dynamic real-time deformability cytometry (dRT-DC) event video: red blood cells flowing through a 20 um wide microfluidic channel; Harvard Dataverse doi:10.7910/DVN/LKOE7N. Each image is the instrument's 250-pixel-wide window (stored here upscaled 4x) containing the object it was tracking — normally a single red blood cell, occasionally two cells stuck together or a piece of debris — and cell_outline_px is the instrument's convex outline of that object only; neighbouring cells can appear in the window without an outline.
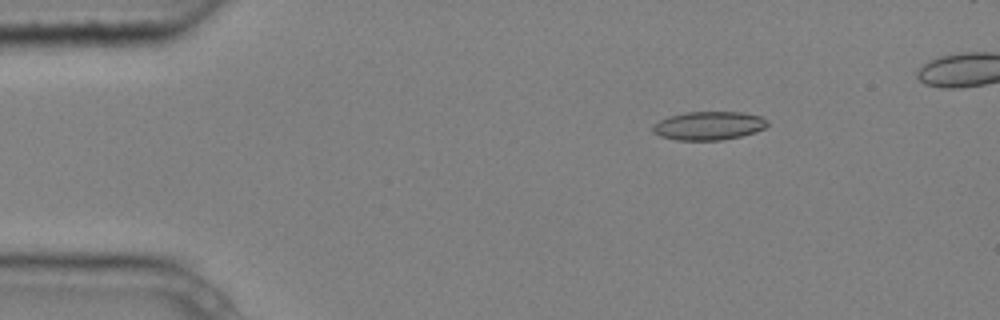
{"species": "common noctule bat (a hibernating species)", "species_latin": "Nyctalus noctula", "temperature_condition": "cold", "stored_images_in_passage": 6, "camera_frame_rate_fps": 3000, "um_per_image_px": 0.085, "animal": {"sex": "male", "body_mass_g": 20.4}, "frame": {"image": 1, "passage_image": 3, "time_ms": 0.667, "image_size_px": [1000, 320], "cell_outline_px": [[768, 124], [764, 128], [756, 132], [740, 136], [720, 140], [676, 140], [660, 136], [652, 132], [652, 128], [660, 120], [668, 116], [688, 112], [740, 112], [760, 116], [768, 120]], "centroid_in_image_um": [60.24, 10.68], "position_along_channel_um": 24.8, "area_um2": 18.96}}